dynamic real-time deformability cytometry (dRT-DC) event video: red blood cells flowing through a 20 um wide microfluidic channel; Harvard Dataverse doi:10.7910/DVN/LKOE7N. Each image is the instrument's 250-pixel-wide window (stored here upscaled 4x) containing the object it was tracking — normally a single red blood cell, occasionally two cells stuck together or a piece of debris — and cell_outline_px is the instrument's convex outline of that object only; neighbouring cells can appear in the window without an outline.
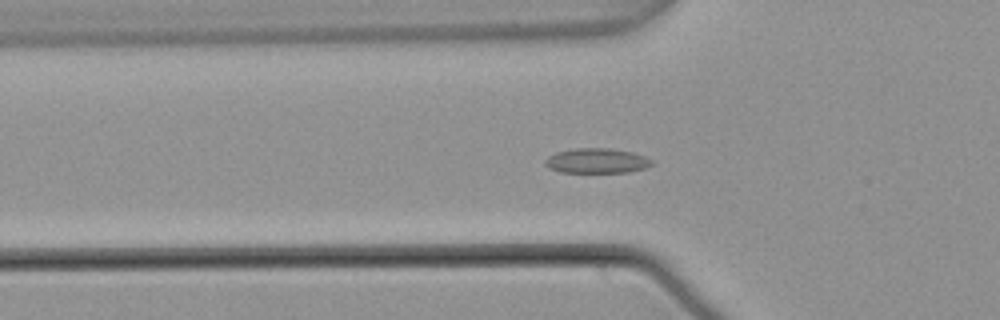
{"species": "common noctule bat (a hibernating species)", "species_latin": "Nyctalus noctula", "temperature_condition": "warm", "stored_images_in_passage": 56, "segment_of_instrument_passage": [1, 2], "camera_frame_rate_fps": 3000, "um_per_image_px": 0.085, "animal": {"sex": "male", "body_mass_g": 21.5, "forearm_length_mm": 52.0}, "frame": {"image": 1, "passage_image": 19, "time_ms": 6.0, "image_size_px": [1000, 320], "cell_outline_px": [[656, 164], [644, 168], [628, 172], [560, 172], [548, 168], [544, 164], [544, 160], [548, 156], [556, 152], [576, 148], [612, 148], [632, 152], [644, 156], [652, 160]], "centroid_in_image_um": [50.72, 13.66], "position_along_channel_um": 75.1, "area_um2": 15.61}}
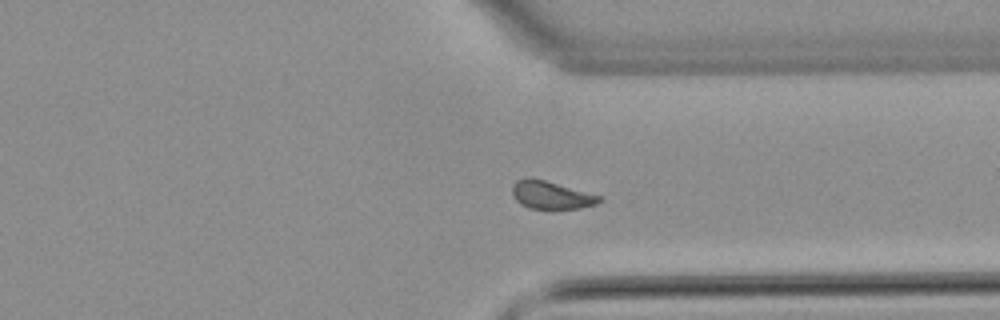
{"frame": {"image": 2, "passage_image": 42, "time_ms": 13.667, "image_size_px": [1000, 320], "cell_outline_px": [[604, 200], [596, 204], [580, 208], [552, 212], [548, 212], [528, 208], [520, 204], [516, 200], [512, 192], [512, 184], [516, 180], [528, 176], [532, 176], [600, 196]], "centroid_in_image_um": [46.81, 16.62], "position_along_channel_um": 364.6, "area_um2": 14.97}}
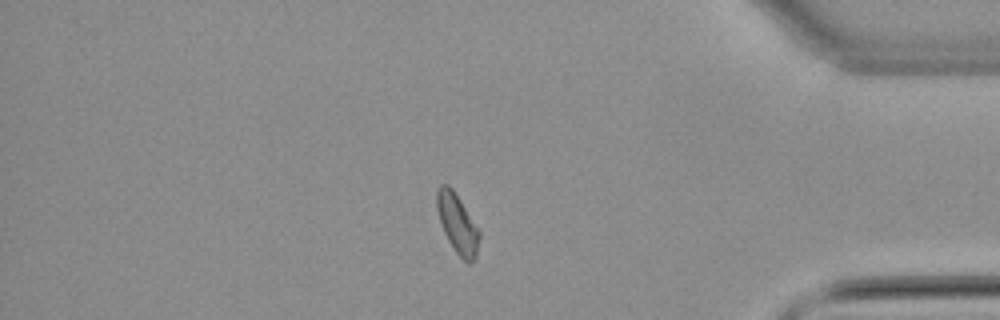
{"frame": {"image": 3, "passage_image": 47, "time_ms": 15.333, "image_size_px": [1000, 320], "cell_outline_px": [[480, 236], [476, 256], [472, 264], [468, 264], [456, 252], [448, 240], [444, 232], [436, 208], [436, 192], [440, 184], [448, 184], [452, 188], [480, 232]], "centroid_in_image_um": [38.87, 19.02], "position_along_channel_um": 396.3, "area_um2": 14.45}}